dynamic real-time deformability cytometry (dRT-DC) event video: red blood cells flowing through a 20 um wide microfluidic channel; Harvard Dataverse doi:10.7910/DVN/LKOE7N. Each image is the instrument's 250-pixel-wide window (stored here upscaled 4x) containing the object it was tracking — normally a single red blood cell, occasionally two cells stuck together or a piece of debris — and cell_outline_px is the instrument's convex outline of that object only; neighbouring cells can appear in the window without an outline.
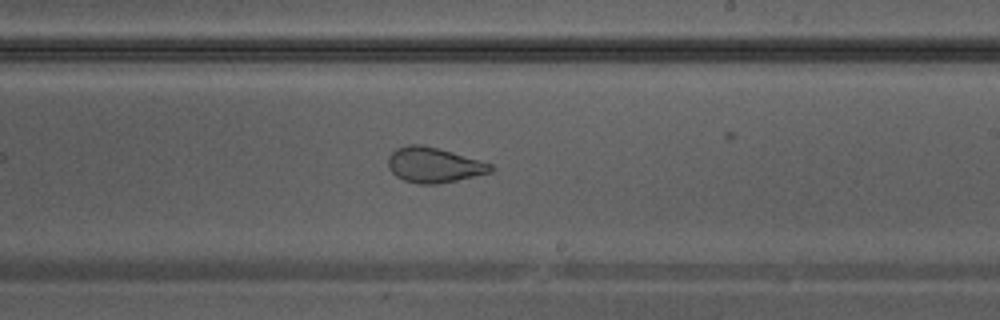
{"species": "Egyptian fruit bat (a non-hibernating species)", "species_latin": "Rousettus aegyptiacus", "temperature_condition": "warm", "stored_images_in_passage": 25, "camera_frame_rate_fps": 3000, "um_per_image_px": 0.085, "animal": {"sex": "male"}, "frame": {"image": 1, "passage_image": 17, "time_ms": 5.333, "image_size_px": [1000, 320], "cell_outline_px": [[496, 168], [492, 172], [456, 180], [436, 184], [420, 184], [404, 180], [396, 176], [388, 168], [388, 156], [396, 148], [408, 144], [424, 144], [492, 164]], "centroid_in_image_um": [36.86, 14.02], "position_along_channel_um": 252.1, "area_um2": 20.98}}